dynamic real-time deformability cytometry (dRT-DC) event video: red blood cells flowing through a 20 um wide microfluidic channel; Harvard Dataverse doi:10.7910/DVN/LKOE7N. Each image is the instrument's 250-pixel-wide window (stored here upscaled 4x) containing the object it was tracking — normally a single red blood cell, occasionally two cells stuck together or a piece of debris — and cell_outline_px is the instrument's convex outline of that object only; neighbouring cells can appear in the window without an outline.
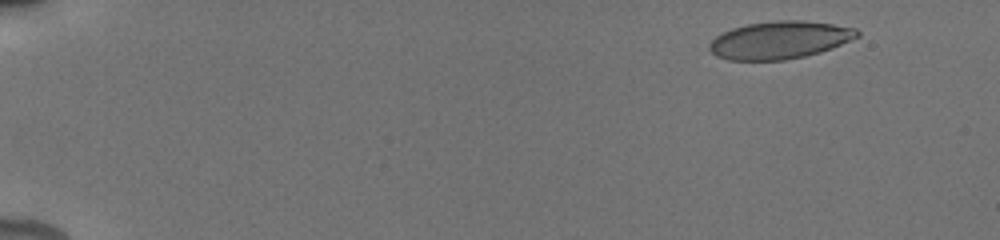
{"species": "human", "species_latin": "Homo sapiens", "temperature_condition": "cold", "stored_images_in_passage": 15, "camera_frame_rate_fps": 3000, "um_per_image_px": 0.085, "donor": {"sex": "male"}, "frame": {"image": 1, "passage_image": 2, "time_ms": 0.667, "image_size_px": [1000, 240], "cell_outline_px": [[860, 36], [832, 48], [820, 52], [804, 56], [784, 60], [728, 60], [716, 56], [708, 48], [708, 44], [716, 36], [732, 28], [748, 24], [776, 20], [800, 20], [832, 24], [856, 28], [860, 32]], "centroid_in_image_um": [66.27, 3.4], "position_along_channel_um": 18.7, "area_um2": 32.37}}
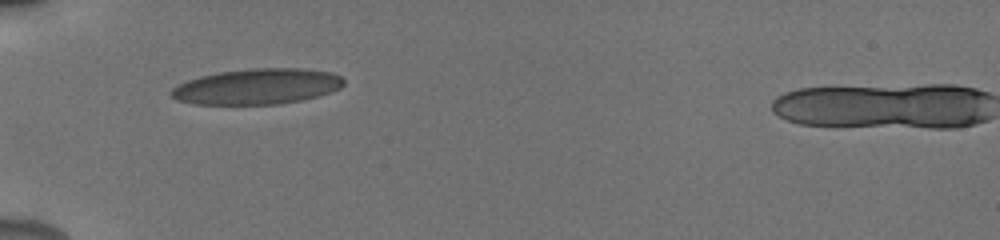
{"frame": {"image": 2, "passage_image": 14, "time_ms": 5.333, "image_size_px": [1000, 240], "cell_outline_px": [[344, 84], [340, 88], [332, 92], [300, 100], [280, 104], [192, 104], [176, 100], [168, 92], [172, 88], [188, 80], [200, 76], [220, 72], [252, 68], [300, 68], [332, 72], [340, 76], [344, 80]], "centroid_in_image_um": [21.86, 7.35], "position_along_channel_um": 63.1, "area_um2": 35.84}}